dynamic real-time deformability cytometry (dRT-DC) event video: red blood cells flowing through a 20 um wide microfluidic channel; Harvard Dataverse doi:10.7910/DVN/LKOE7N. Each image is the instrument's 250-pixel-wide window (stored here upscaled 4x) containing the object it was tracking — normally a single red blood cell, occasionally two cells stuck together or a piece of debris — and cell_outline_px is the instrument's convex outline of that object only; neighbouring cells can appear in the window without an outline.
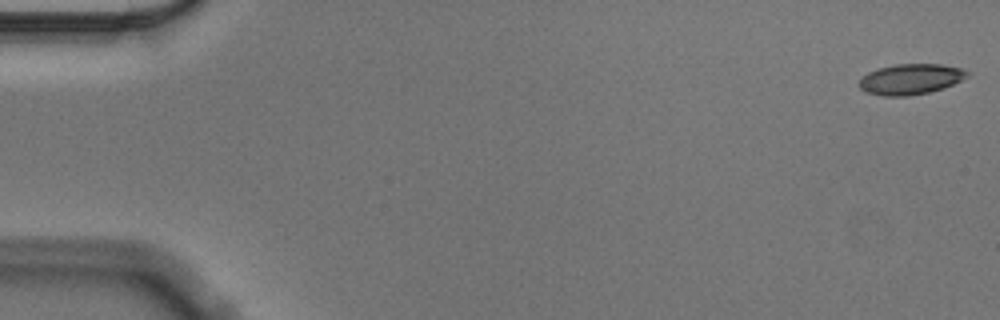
{"species": "Egyptian fruit bat (a non-hibernating species)", "species_latin": "Rousettus aegyptiacus", "temperature_condition": "cold", "stored_images_in_passage": 57, "camera_frame_rate_fps": 3000, "um_per_image_px": 0.085, "animal": {"sex": "male"}, "frame": {"image": 1, "passage_image": 1, "time_ms": 0.0, "image_size_px": [1000, 320], "cell_outline_px": [[968, 76], [944, 88], [928, 92], [908, 96], [884, 96], [864, 92], [856, 84], [868, 72], [880, 68], [896, 64], [940, 64], [960, 68], [968, 72]], "centroid_in_image_um": [77.36, 6.74], "position_along_channel_um": 7.6, "area_um2": 19.13}}
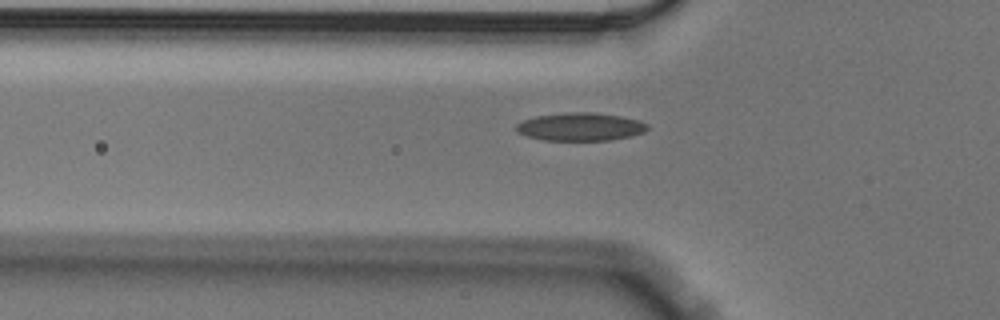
{"frame": {"image": 2, "passage_image": 19, "time_ms": 6.0, "image_size_px": [1000, 320], "cell_outline_px": [[648, 128], [644, 132], [632, 136], [608, 140], [544, 140], [528, 136], [516, 132], [516, 124], [524, 120], [536, 116], [568, 112], [596, 112], [620, 116], [640, 120], [648, 124]], "centroid_in_image_um": [49.35, 10.77], "position_along_channel_um": 76.4, "area_um2": 21.44}}
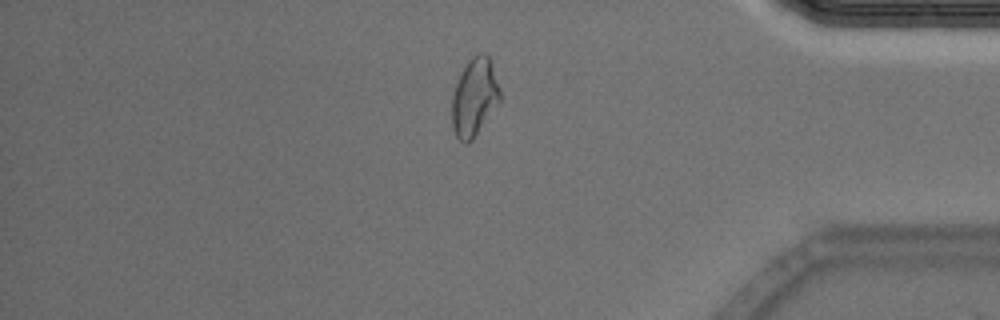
{"frame": {"image": 3, "passage_image": 48, "time_ms": 15.667, "image_size_px": [1000, 320], "cell_outline_px": [[500, 100], [472, 140], [468, 144], [464, 144], [456, 136], [452, 128], [452, 96], [456, 84], [468, 60], [472, 56], [480, 52], [484, 52], [488, 56], [500, 88]], "centroid_in_image_um": [40.31, 8.27], "position_along_channel_um": 394.9, "area_um2": 21.5}, "authors_computed_cell_mechanics": {"area_um2": 20.3456, "velocity_mm_per_s": 3.5492, "shape_relaxation_time_tau1_ms": 10.8884, "shape_relaxation_time_tau2_ms": 3.0768, "deformation_change_tau1": 0.2165, "deformation_change_tau2": 0.088}}